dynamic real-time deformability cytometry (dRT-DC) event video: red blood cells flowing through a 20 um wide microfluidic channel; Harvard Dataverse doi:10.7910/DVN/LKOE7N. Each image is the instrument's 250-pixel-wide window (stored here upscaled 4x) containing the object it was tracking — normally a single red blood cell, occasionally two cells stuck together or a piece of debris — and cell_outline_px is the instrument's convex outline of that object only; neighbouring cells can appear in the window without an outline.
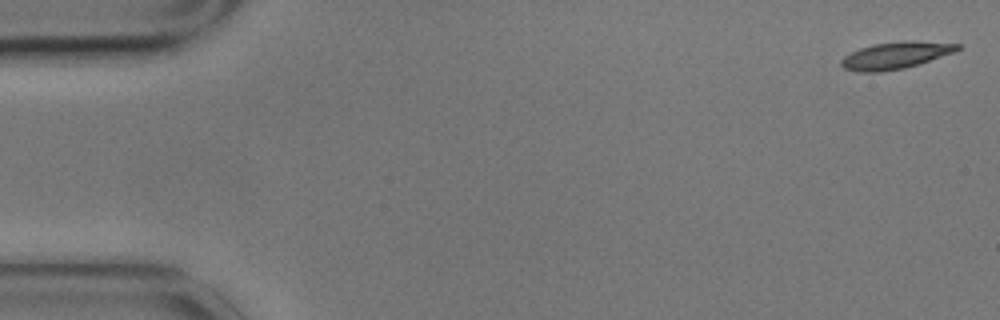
{"species": "common noctule bat (a hibernating species)", "species_latin": "Nyctalus noctula", "temperature_condition": "cold", "stored_images_in_passage": 6, "camera_frame_rate_fps": 3000, "um_per_image_px": 0.085, "animal": {"sex": "male", "body_mass_g": 17.9}, "frame": {"image": 1, "passage_image": 1, "time_ms": 0.0, "image_size_px": [1000, 320], "cell_outline_px": [[960, 48], [952, 52], [904, 68], [880, 72], [860, 72], [844, 68], [840, 64], [840, 60], [844, 56], [860, 48], [872, 44], [904, 40], [916, 40], [960, 44]], "centroid_in_image_um": [76.07, 4.69], "position_along_channel_um": 8.9, "area_um2": 18.03}}
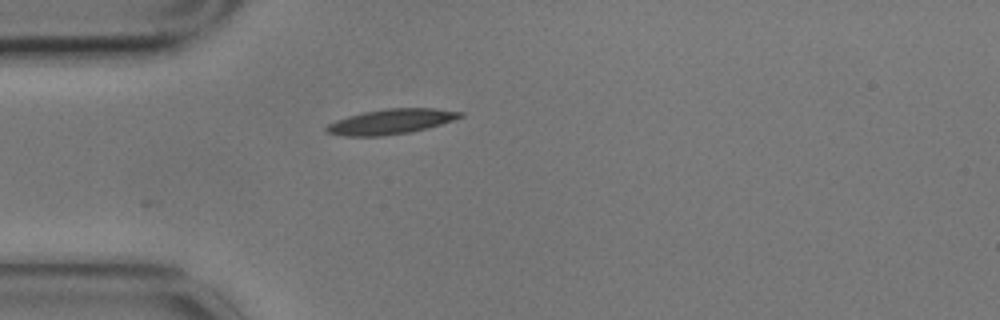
{"frame": {"image": 2, "passage_image": 5, "time_ms": 1.333, "image_size_px": [1000, 320], "cell_outline_px": [[464, 116], [456, 120], [428, 128], [412, 132], [380, 136], [344, 136], [324, 132], [324, 128], [328, 124], [336, 120], [348, 116], [364, 112], [388, 108], [436, 108], [464, 112]], "centroid_in_image_um": [33.27, 10.34], "position_along_channel_um": 51.7, "area_um2": 19.77}}